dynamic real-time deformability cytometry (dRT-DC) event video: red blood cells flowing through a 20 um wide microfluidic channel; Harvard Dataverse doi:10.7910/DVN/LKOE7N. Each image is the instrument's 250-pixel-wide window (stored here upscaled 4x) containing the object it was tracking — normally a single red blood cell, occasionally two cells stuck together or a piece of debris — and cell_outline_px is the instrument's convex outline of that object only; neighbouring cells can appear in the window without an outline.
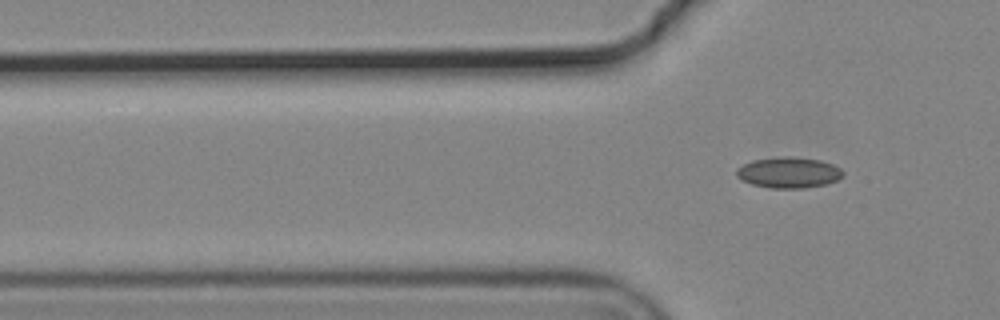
{"species": "common noctule bat (a hibernating species)", "species_latin": "Nyctalus noctula", "temperature_condition": "cold", "stored_images_in_passage": 5, "segment_of_instrument_passage": [2, 2], "camera_frame_rate_fps": 3000, "um_per_image_px": 0.085, "animal": {"sex": "male", "body_mass_g": 19.2, "forearm_length_mm": 51.8}, "frame": {"image": 1, "passage_image": 5, "time_ms": 1.333, "image_size_px": [1000, 320], "cell_outline_px": [[844, 176], [836, 180], [824, 184], [804, 188], [772, 188], [752, 184], [736, 176], [736, 168], [752, 160], [784, 156], [788, 156], [820, 160], [832, 164], [840, 168], [844, 172]], "centroid_in_image_um": [67.04, 14.66], "position_along_channel_um": 58.8, "area_um2": 19.02}}